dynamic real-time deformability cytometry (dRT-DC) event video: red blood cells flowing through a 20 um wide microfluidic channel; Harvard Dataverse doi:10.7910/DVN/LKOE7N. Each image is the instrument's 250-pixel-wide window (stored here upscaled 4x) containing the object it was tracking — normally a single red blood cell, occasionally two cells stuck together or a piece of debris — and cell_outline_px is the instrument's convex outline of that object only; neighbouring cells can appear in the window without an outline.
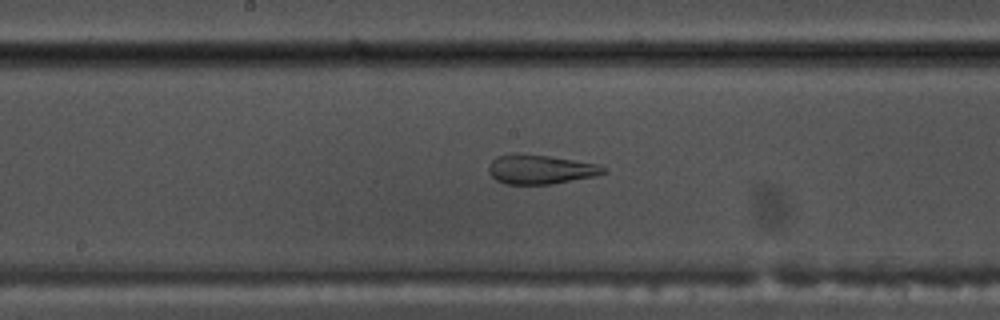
{"species": "common noctule bat (a hibernating species)", "species_latin": "Nyctalus noctula", "temperature_condition": "warm", "stored_images_in_passage": 55, "segment_of_instrument_passage": [1, 2], "camera_frame_rate_fps": 3000, "um_per_image_px": 0.085, "animal": {"sex": "male", "body_mass_g": 17.5, "forearm_length_mm": 52.3}, "frame": {"image": 1, "passage_image": 28, "time_ms": 9.0, "image_size_px": [1000, 320], "cell_outline_px": [[608, 172], [596, 176], [552, 184], [508, 184], [496, 180], [488, 172], [488, 164], [496, 156], [516, 152], [520, 152], [548, 156], [596, 164], [608, 168]], "centroid_in_image_um": [45.91, 14.38], "position_along_channel_um": 202.3, "area_um2": 19.83}}
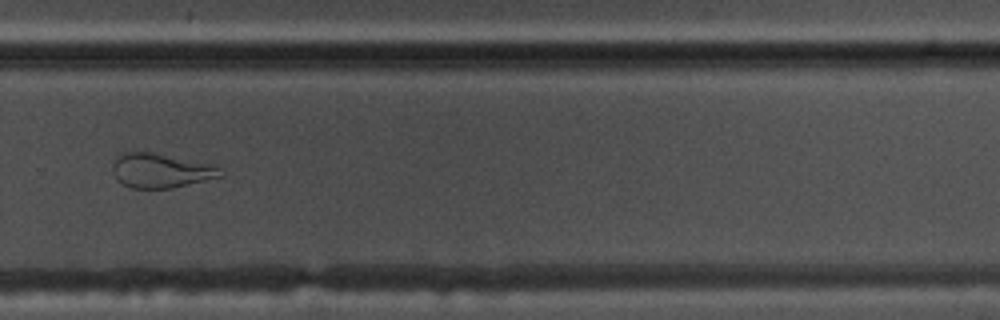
{"frame": {"image": 2, "passage_image": 37, "time_ms": 12.0, "image_size_px": [1000, 320], "cell_outline_px": [[224, 176], [172, 188], [132, 188], [120, 184], [116, 180], [112, 172], [112, 164], [120, 152], [152, 152], [220, 164]], "centroid_in_image_um": [13.72, 14.49], "position_along_channel_um": 316.1, "area_um2": 22.37}}
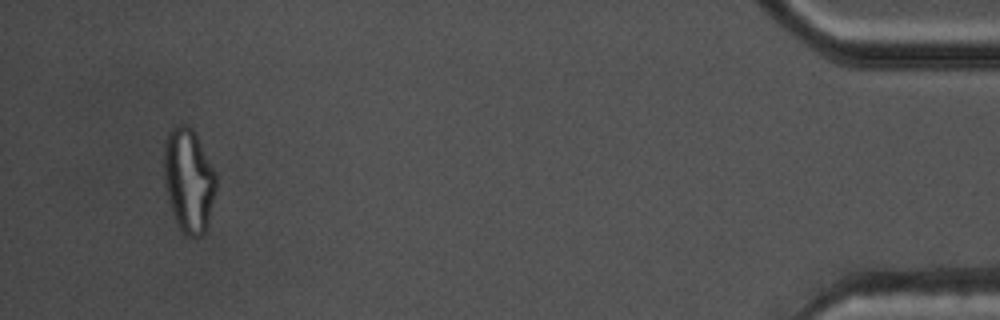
{"frame": {"image": 3, "passage_image": 51, "time_ms": 16.667, "image_size_px": [1000, 320], "cell_outline_px": [[216, 188], [208, 228], [196, 240], [184, 236], [180, 232], [164, 184], [164, 144], [168, 132], [176, 124], [188, 124], [192, 128], [216, 172]], "centroid_in_image_um": [16.05, 15.36], "position_along_channel_um": 419.2, "area_um2": 31.96}}